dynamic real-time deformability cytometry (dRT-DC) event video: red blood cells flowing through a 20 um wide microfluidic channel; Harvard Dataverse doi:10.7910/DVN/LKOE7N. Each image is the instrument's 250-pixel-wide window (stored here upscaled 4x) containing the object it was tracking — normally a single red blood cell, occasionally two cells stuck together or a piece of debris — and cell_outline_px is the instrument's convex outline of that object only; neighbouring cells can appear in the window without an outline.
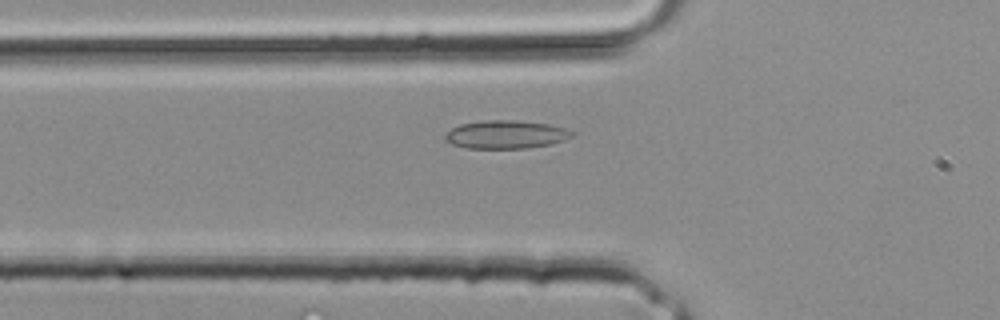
{"species": "common noctule bat (a hibernating species)", "species_latin": "Nyctalus noctula", "temperature_condition": "room temperature", "stored_images_in_passage": 4, "camera_frame_rate_fps": 3000, "um_per_image_px": 0.085, "animal": {"sex": "male", "body_mass_g": 20.4}, "frame": {"image": 1, "passage_image": 3, "time_ms": 0.667, "image_size_px": [1000, 320], "cell_outline_px": [[576, 132], [572, 136], [564, 140], [552, 144], [528, 148], [464, 148], [452, 144], [444, 140], [444, 136], [452, 128], [460, 124], [480, 120], [516, 120], [548, 124], [564, 128]], "centroid_in_image_um": [42.99, 11.43], "position_along_channel_um": 82.8, "area_um2": 20.98}}